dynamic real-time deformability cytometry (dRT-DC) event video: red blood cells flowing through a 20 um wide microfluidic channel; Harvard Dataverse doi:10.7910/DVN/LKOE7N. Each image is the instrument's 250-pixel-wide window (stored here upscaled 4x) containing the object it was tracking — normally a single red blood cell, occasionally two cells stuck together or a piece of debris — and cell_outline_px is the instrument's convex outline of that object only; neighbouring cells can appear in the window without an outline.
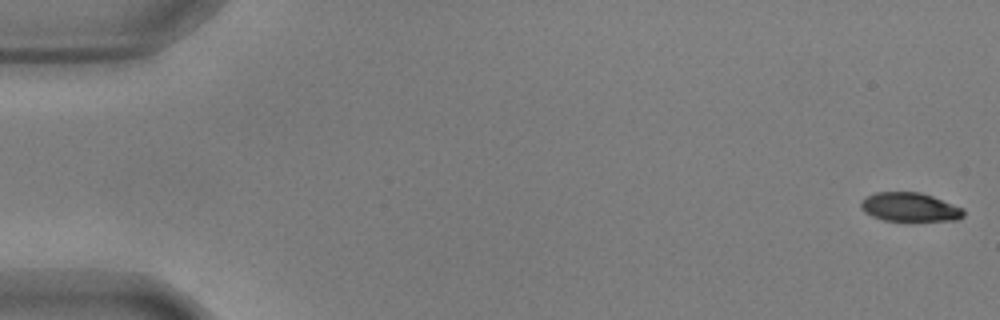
{"species": "common noctule bat (a hibernating species)", "species_latin": "Nyctalus noctula", "temperature_condition": "warm", "stored_images_in_passage": 54, "camera_frame_rate_fps": 3000, "um_per_image_px": 0.085, "animal": {"sex": "male", "body_mass_g": 17.9, "forearm_length_mm": 54.2}, "frame": {"image": 1, "passage_image": 1, "time_ms": 0.0, "image_size_px": [1000, 320], "cell_outline_px": [[964, 216], [956, 220], [912, 224], [884, 220], [872, 216], [864, 212], [860, 208], [860, 204], [868, 196], [876, 192], [920, 192], [932, 196], [964, 208]], "centroid_in_image_um": [77.38, 17.67], "position_along_channel_um": 7.6, "area_um2": 18.09}}
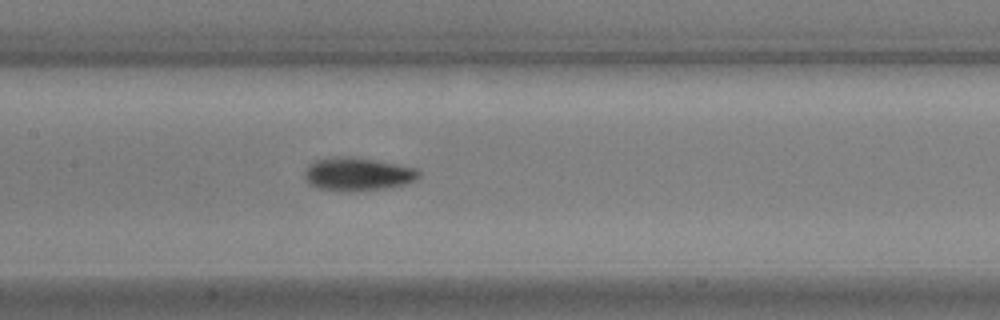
{"frame": {"image": 2, "passage_image": 27, "time_ms": 8.667, "image_size_px": [1000, 320], "cell_outline_px": [[420, 176], [416, 180], [404, 184], [384, 188], [344, 192], [316, 188], [308, 184], [304, 180], [304, 172], [308, 164], [316, 160], [340, 156], [352, 156], [416, 168], [420, 172]], "centroid_in_image_um": [30.34, 14.81], "position_along_channel_um": 177.1, "area_um2": 22.2}}
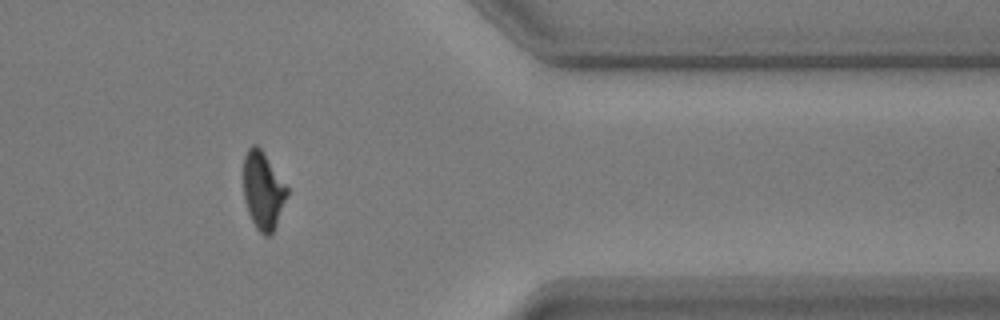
{"frame": {"image": 3, "passage_image": 46, "time_ms": 15.0, "image_size_px": [1000, 320], "cell_outline_px": [[288, 196], [276, 224], [272, 232], [268, 236], [264, 236], [256, 228], [248, 212], [244, 200], [244, 156], [248, 148], [252, 144], [256, 144], [264, 152], [288, 188]], "centroid_in_image_um": [22.36, 16.18], "position_along_channel_um": 389.0, "area_um2": 19.65}, "authors_computed_cell_mechanics": {"area_um2": 20.0277, "velocity_mm_per_s": 3.6311, "shape_relaxation_time_tau1_ms": 2.5504, "shape_relaxation_time_tau2_ms": 2.2794, "deformation_change_tau1": 0.1664, "deformation_change_tau2": 0.0754}}